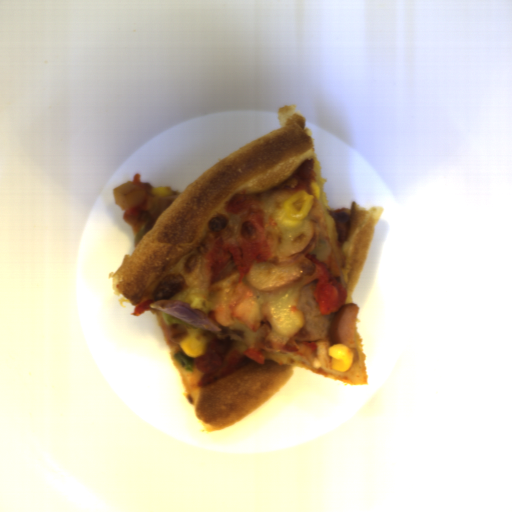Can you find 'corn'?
<instances>
[{
  "label": "corn",
  "mask_w": 512,
  "mask_h": 512,
  "mask_svg": "<svg viewBox=\"0 0 512 512\" xmlns=\"http://www.w3.org/2000/svg\"><path fill=\"white\" fill-rule=\"evenodd\" d=\"M179 343L186 358L195 361V358H200L205 354L209 340L202 330L197 327L187 329L184 339Z\"/></svg>",
  "instance_id": "2"
},
{
  "label": "corn",
  "mask_w": 512,
  "mask_h": 512,
  "mask_svg": "<svg viewBox=\"0 0 512 512\" xmlns=\"http://www.w3.org/2000/svg\"><path fill=\"white\" fill-rule=\"evenodd\" d=\"M332 357L330 369L337 373H345L352 368L353 352L344 343H335L329 347L328 354Z\"/></svg>",
  "instance_id": "3"
},
{
  "label": "corn",
  "mask_w": 512,
  "mask_h": 512,
  "mask_svg": "<svg viewBox=\"0 0 512 512\" xmlns=\"http://www.w3.org/2000/svg\"><path fill=\"white\" fill-rule=\"evenodd\" d=\"M316 200H320V191L315 181L311 182V192L301 191L288 197L276 209L275 218L284 230H296L303 227L304 219Z\"/></svg>",
  "instance_id": "1"
},
{
  "label": "corn",
  "mask_w": 512,
  "mask_h": 512,
  "mask_svg": "<svg viewBox=\"0 0 512 512\" xmlns=\"http://www.w3.org/2000/svg\"><path fill=\"white\" fill-rule=\"evenodd\" d=\"M149 190H151L159 198H169L174 195L175 192L171 190L167 185L152 186Z\"/></svg>",
  "instance_id": "4"
}]
</instances>
